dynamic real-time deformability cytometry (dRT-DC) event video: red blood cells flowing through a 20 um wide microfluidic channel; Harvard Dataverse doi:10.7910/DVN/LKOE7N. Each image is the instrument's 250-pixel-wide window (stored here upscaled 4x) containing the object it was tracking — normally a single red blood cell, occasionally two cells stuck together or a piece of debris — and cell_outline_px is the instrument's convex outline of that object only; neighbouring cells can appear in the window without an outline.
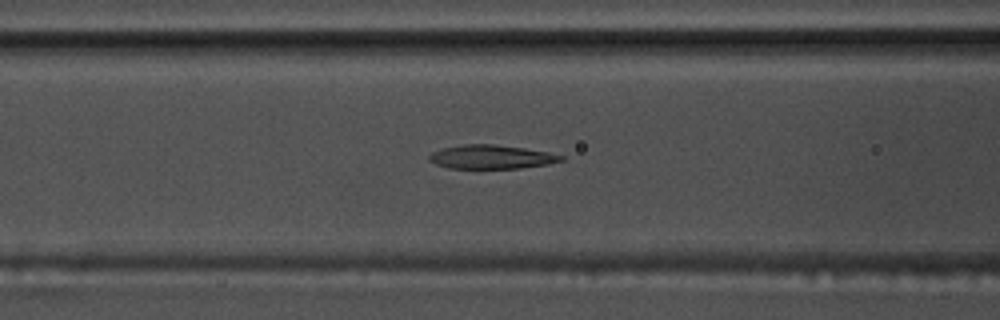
{"species": "common noctule bat (a hibernating species)", "species_latin": "Nyctalus noctula", "temperature_condition": "warm", "stored_images_in_passage": 37, "camera_frame_rate_fps": 3000, "um_per_image_px": 0.085, "animal": {"sex": "male", "body_mass_g": 17.5, "forearm_length_mm": 52.3}, "frame": {"image": 1, "passage_image": 7, "time_ms": 2.0, "image_size_px": [1000, 320], "cell_outline_px": [[564, 160], [548, 164], [520, 168], [448, 168], [436, 164], [428, 160], [428, 156], [432, 152], [444, 148], [464, 144], [492, 144], [524, 148], [548, 152], [564, 156]], "centroid_in_image_um": [41.76, 13.34], "position_along_channel_um": 124.8, "area_um2": 18.21}}
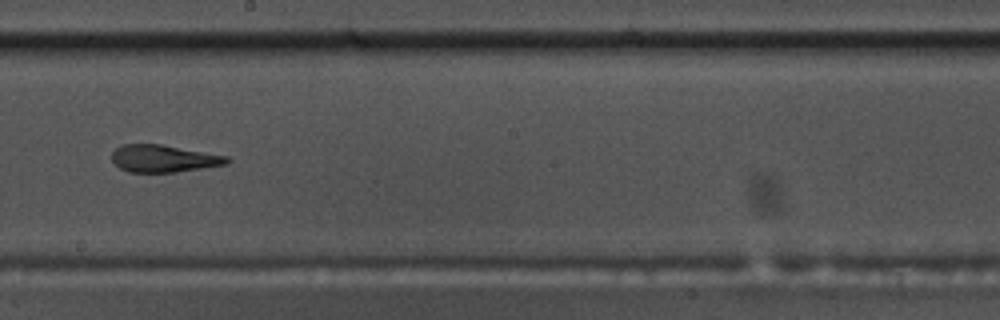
{"frame": {"image": 2, "passage_image": 16, "time_ms": 5.0, "image_size_px": [1000, 320], "cell_outline_px": [[232, 160], [228, 164], [176, 172], [128, 172], [120, 168], [112, 160], [112, 152], [116, 148], [124, 144], [160, 144], [228, 156]], "centroid_in_image_um": [13.93, 13.48], "position_along_channel_um": 234.3, "area_um2": 18.26}}
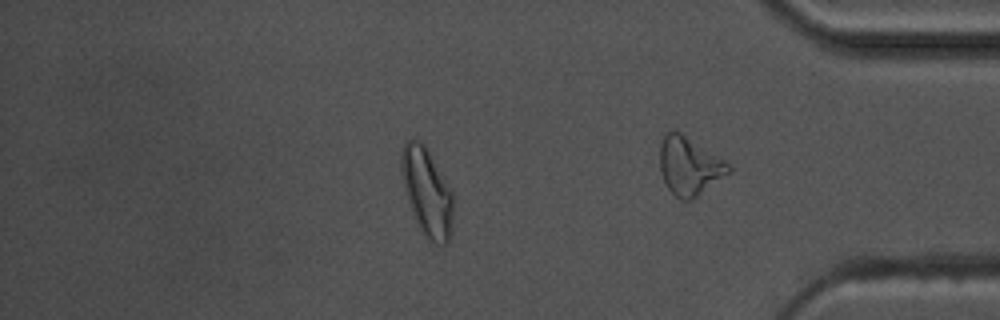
{"frame": {"image": 3, "passage_image": 28, "time_ms": 9.0, "image_size_px": [1000, 320], "cell_outline_px": [[452, 232], [448, 244], [436, 244], [428, 240], [416, 224], [404, 188], [400, 168], [400, 152], [404, 144], [412, 136], [420, 140], [424, 144], [452, 192]], "centroid_in_image_um": [36.26, 16.33], "position_along_channel_um": 398.9, "area_um2": 26.7}, "authors_computed_cell_mechanics": {"area_um2": 18.8428, "velocity_mm_per_s": 3.6684, "shape_relaxation_time_tau1_ms": 5.7857, "shape_relaxation_time_tau2_ms": 2.3678, "deformation_change_tau1": 0.2242, "deformation_change_tau2": 0.111}}